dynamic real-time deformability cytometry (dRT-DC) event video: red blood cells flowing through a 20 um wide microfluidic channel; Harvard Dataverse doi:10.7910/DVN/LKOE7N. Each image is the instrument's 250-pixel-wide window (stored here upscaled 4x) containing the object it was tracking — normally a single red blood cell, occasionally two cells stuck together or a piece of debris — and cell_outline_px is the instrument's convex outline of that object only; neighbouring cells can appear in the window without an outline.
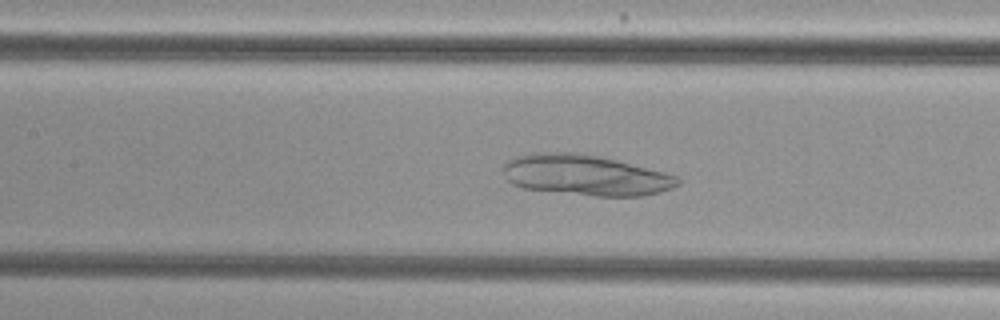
{"species": "common noctule bat (a hibernating species)", "species_latin": "Nyctalus noctula", "temperature_condition": "cold", "stored_images_in_passage": 37, "camera_frame_rate_fps": 3000, "um_per_image_px": 0.085, "animal": {"sex": "female", "body_mass_g": 29.2, "forearm_length_mm": 56.3}, "frame": {"image": 1, "passage_image": 8, "time_ms": 2.333, "image_size_px": [1000, 320], "cell_outline_px": [[680, 184], [672, 188], [660, 192], [644, 196], [596, 196], [524, 188], [512, 184], [504, 176], [504, 164], [508, 160], [516, 156], [532, 152], [576, 152], [600, 156], [616, 160], [676, 176], [680, 180]], "centroid_in_image_um": [49.73, 14.88], "position_along_channel_um": 157.7, "area_um2": 41.15}}
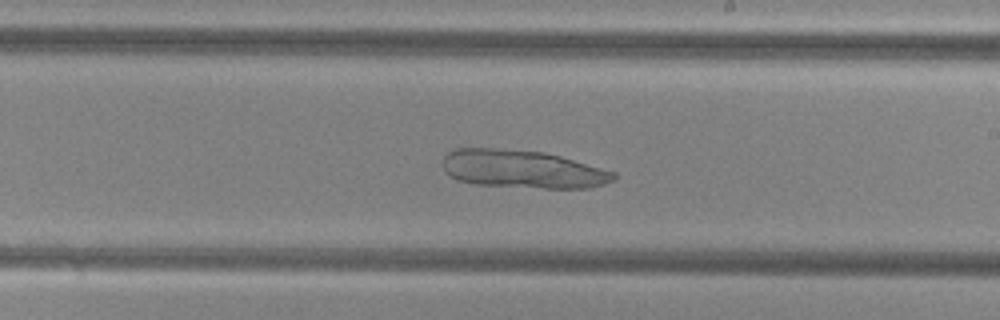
{"frame": {"image": 2, "passage_image": 15, "time_ms": 4.667, "image_size_px": [1000, 320], "cell_outline_px": [[616, 180], [592, 188], [544, 188], [476, 184], [456, 180], [444, 172], [444, 156], [448, 152], [456, 148], [496, 148], [544, 152], [560, 156], [616, 172]], "centroid_in_image_um": [44.42, 14.38], "position_along_channel_um": 244.6, "area_um2": 37.97}}
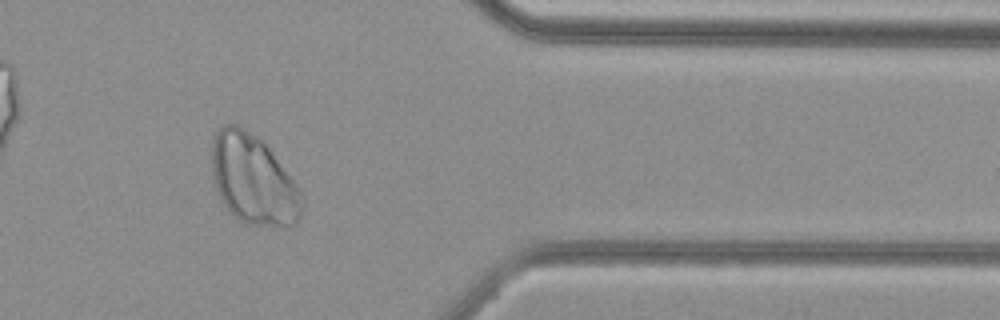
{"frame": {"image": 3, "passage_image": 28, "time_ms": 9.0, "image_size_px": [1000, 320], "cell_outline_px": [[304, 204], [300, 220], [296, 224], [288, 228], [244, 224], [236, 220], [224, 208], [220, 200], [212, 176], [212, 136], [224, 124], [236, 124], [244, 128], [256, 136], [272, 152], [300, 188], [304, 196]], "centroid_in_image_um": [21.54, 15.34], "position_along_channel_um": 389.9, "area_um2": 48.26}}